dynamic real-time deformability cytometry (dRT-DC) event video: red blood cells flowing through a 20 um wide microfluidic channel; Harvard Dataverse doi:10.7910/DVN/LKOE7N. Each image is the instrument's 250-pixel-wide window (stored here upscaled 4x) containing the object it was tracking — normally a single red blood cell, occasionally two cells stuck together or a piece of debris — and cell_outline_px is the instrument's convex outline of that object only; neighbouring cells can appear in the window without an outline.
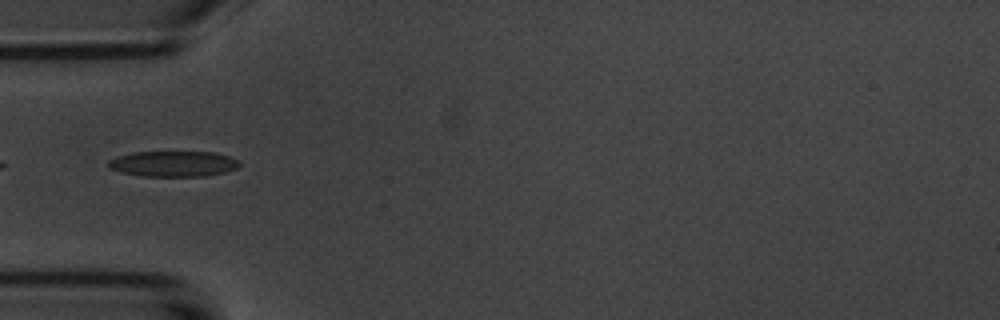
{"species": "common noctule bat (a hibernating species)", "species_latin": "Nyctalus noctula", "temperature_condition": "room temperature", "stored_images_in_passage": 7, "camera_frame_rate_fps": 3000, "um_per_image_px": 0.085, "animal": {"sex": "male", "body_mass_g": 20.1, "forearm_length_mm": 53.5}, "frame": {"image": 1, "passage_image": 2, "time_ms": 1.333, "image_size_px": [1000, 320], "cell_outline_px": [[240, 164], [236, 168], [224, 172], [204, 176], [140, 176], [120, 172], [108, 168], [108, 160], [132, 152], [212, 152], [228, 156], [240, 160]], "centroid_in_image_um": [14.71, 13.92], "position_along_channel_um": 70.3, "area_um2": 19.54}}
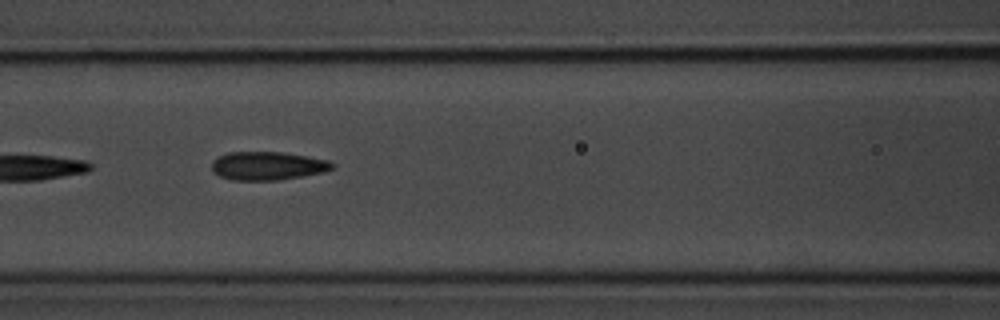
{"frame": {"image": 2, "passage_image": 4, "time_ms": 3.333, "image_size_px": [1000, 320], "cell_outline_px": [[336, 164], [332, 168], [324, 172], [276, 180], [232, 180], [220, 176], [212, 172], [212, 160], [228, 152], [280, 152], [328, 160]], "centroid_in_image_um": [22.71, 14.09], "position_along_channel_um": 143.9, "area_um2": 19.77}}
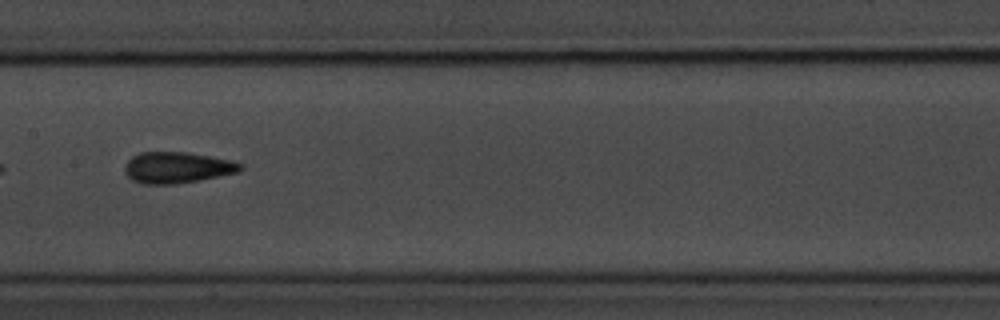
{"frame": {"image": 3, "passage_image": 5, "time_ms": 4.667, "image_size_px": [1000, 320], "cell_outline_px": [[244, 168], [240, 172], [200, 180], [172, 184], [144, 184], [132, 180], [124, 172], [124, 168], [128, 160], [132, 156], [140, 152], [188, 152], [232, 160], [244, 164]], "centroid_in_image_um": [15.09, 14.24], "position_along_channel_um": 192.3, "area_um2": 21.21}}